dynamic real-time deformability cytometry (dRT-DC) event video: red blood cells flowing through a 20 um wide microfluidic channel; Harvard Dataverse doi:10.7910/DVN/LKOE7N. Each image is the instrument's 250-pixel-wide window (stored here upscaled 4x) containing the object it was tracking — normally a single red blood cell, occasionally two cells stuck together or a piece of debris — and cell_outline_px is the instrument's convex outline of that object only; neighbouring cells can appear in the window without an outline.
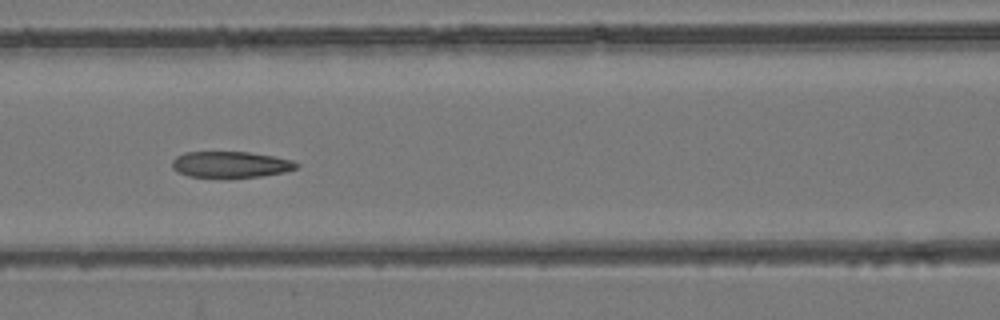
{"species": "common noctule bat (a hibernating species)", "species_latin": "Nyctalus noctula", "temperature_condition": "room temperature", "stored_images_in_passage": 8, "camera_frame_rate_fps": 3000, "um_per_image_px": 0.085, "animal": {"sex": "female", "body_mass_g": 24.6, "forearm_length_mm": 56.2}, "frame": {"image": 1, "passage_image": 7, "time_ms": 6.667, "image_size_px": [1000, 320], "cell_outline_px": [[300, 164], [296, 168], [284, 172], [260, 176], [224, 180], [188, 176], [172, 168], [172, 160], [176, 156], [184, 152], [248, 152], [272, 156], [292, 160]], "centroid_in_image_um": [19.57, 14.02], "position_along_channel_um": 147.0, "area_um2": 19.54}}
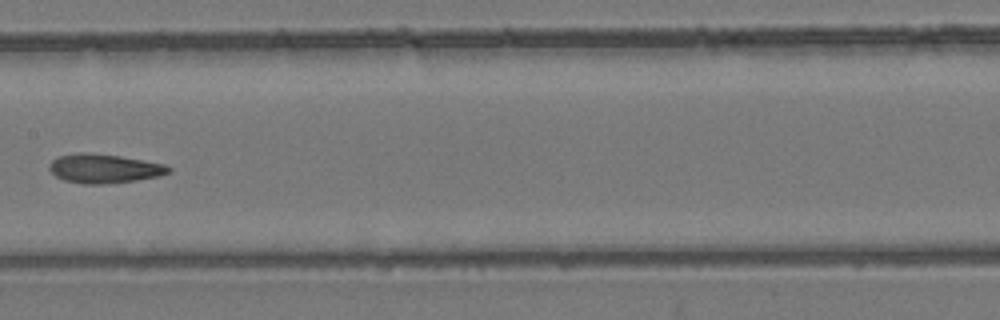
{"frame": {"image": 2, "passage_image": 8, "time_ms": 8.0, "image_size_px": [1000, 320], "cell_outline_px": [[172, 172], [160, 176], [136, 180], [104, 184], [80, 184], [64, 180], [56, 176], [48, 168], [48, 164], [52, 160], [60, 156], [80, 152], [84, 152], [120, 156], [164, 164], [172, 168]], "centroid_in_image_um": [8.86, 14.33], "position_along_channel_um": 198.5, "area_um2": 20.23}}